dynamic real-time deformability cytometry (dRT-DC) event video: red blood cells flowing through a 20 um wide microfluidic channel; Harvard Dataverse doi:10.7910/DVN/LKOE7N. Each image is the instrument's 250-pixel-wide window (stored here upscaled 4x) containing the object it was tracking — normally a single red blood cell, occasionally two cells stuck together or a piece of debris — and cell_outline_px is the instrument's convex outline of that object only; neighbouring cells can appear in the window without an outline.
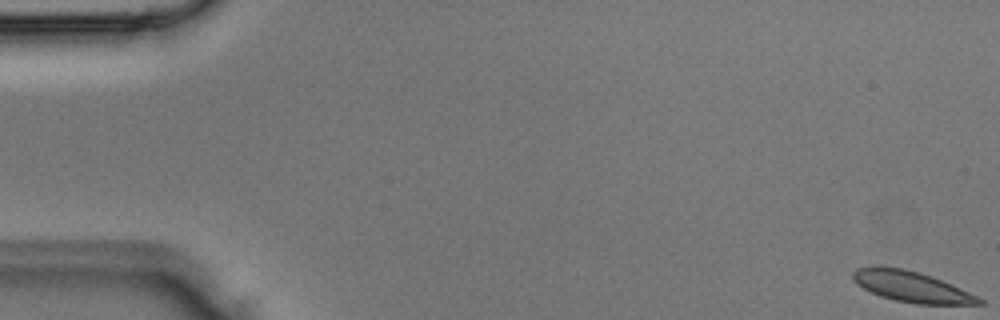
{"species": "Egyptian fruit bat (a non-hibernating species)", "species_latin": "Rousettus aegyptiacus", "temperature_condition": "room temperature", "stored_images_in_passage": 4, "camera_frame_rate_fps": 3000, "um_per_image_px": 0.085, "animal": {"sex": "male"}, "frame": {"image": 1, "passage_image": 1, "time_ms": 0.0, "image_size_px": [1000, 320], "cell_outline_px": [[984, 304], [916, 304], [896, 300], [880, 296], [856, 284], [852, 280], [852, 272], [856, 268], [880, 264], [904, 268], [920, 272], [960, 288], [984, 300]], "centroid_in_image_um": [77.4, 24.33], "position_along_channel_um": 7.6, "area_um2": 22.72}}